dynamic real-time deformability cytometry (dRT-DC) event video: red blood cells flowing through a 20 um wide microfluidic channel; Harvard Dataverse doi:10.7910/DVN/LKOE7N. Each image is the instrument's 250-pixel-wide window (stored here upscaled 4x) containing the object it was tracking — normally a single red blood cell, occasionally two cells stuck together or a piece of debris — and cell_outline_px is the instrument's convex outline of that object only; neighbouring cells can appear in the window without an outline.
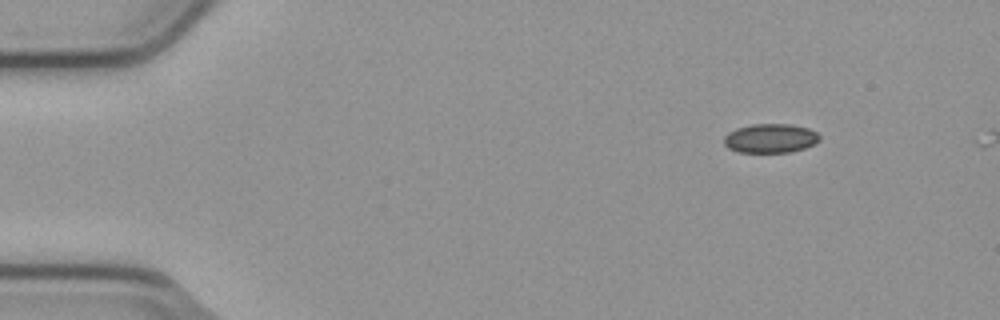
{"species": "common noctule bat (a hibernating species)", "species_latin": "Nyctalus noctula", "temperature_condition": "cold", "stored_images_in_passage": 2, "camera_frame_rate_fps": 3000, "um_per_image_px": 0.085, "animal": {"sex": "male", "body_mass_g": 23.1, "forearm_length_mm": 52.7}, "frame": {"image": 1, "passage_image": 1, "time_ms": 0.0, "image_size_px": [1000, 320], "cell_outline_px": [[820, 140], [816, 144], [792, 152], [740, 152], [728, 148], [724, 144], [724, 136], [728, 132], [736, 128], [752, 124], [792, 124], [808, 128], [816, 132], [820, 136]], "centroid_in_image_um": [65.5, 11.75], "position_along_channel_um": 19.5, "area_um2": 16.36}}